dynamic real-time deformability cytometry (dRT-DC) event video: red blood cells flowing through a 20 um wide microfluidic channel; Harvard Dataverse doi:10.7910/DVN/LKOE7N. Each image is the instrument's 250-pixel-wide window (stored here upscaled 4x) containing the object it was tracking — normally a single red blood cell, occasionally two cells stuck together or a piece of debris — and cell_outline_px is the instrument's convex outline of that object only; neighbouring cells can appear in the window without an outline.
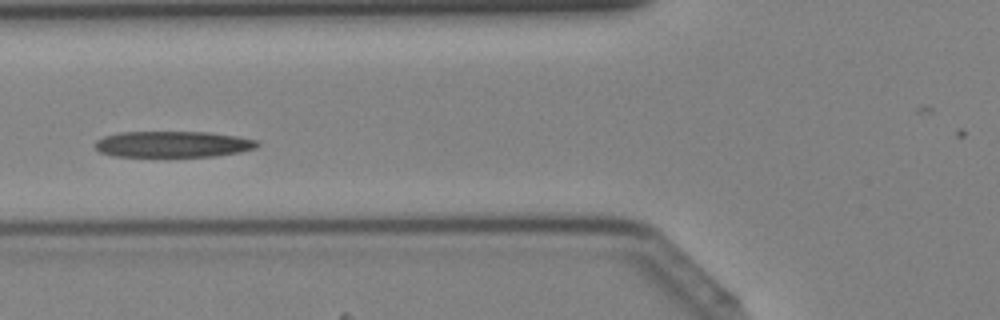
{"species": "Egyptian fruit bat (a non-hibernating species)", "species_latin": "Rousettus aegyptiacus", "temperature_condition": "cold", "stored_images_in_passage": 43, "camera_frame_rate_fps": 3000, "um_per_image_px": 0.085, "animal": {"sex": "female"}, "frame": {"image": 1, "passage_image": 16, "time_ms": 5.0, "image_size_px": [1000, 320], "cell_outline_px": [[260, 144], [256, 148], [240, 152], [216, 156], [112, 156], [100, 152], [96, 148], [96, 140], [104, 136], [120, 132], [208, 132], [236, 136], [260, 140]], "centroid_in_image_um": [14.73, 12.25], "position_along_channel_um": 111.1, "area_um2": 24.74}}
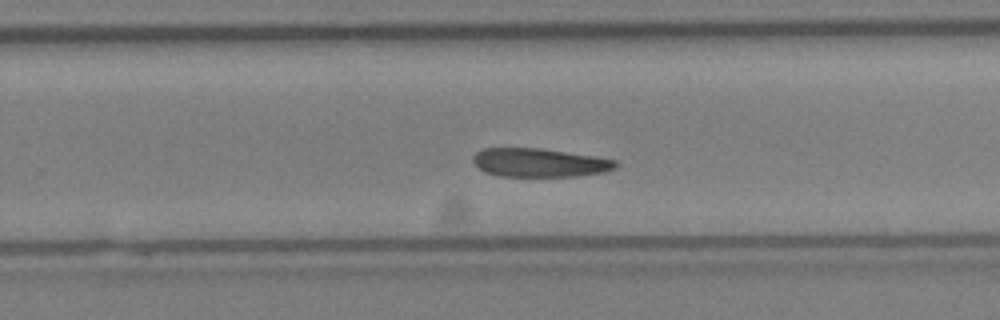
{"frame": {"image": 2, "passage_image": 27, "time_ms": 8.667, "image_size_px": [1000, 320], "cell_outline_px": [[620, 164], [616, 168], [604, 172], [576, 176], [500, 176], [484, 172], [472, 160], [472, 156], [476, 152], [484, 148], [540, 148], [596, 156], [616, 160]], "centroid_in_image_um": [45.88, 13.82], "position_along_channel_um": 283.9, "area_um2": 23.87}}
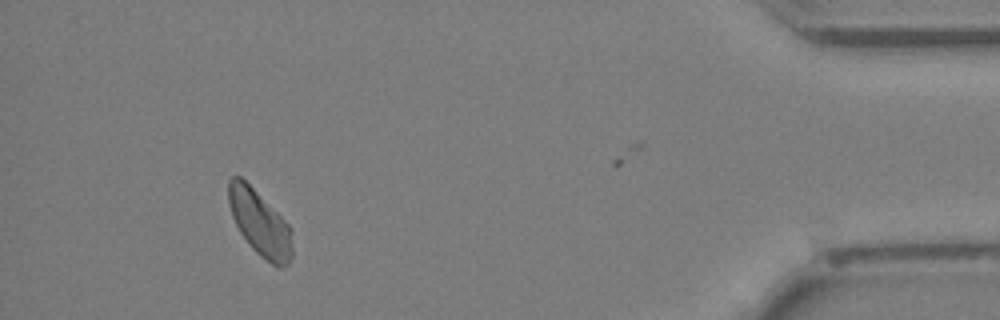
{"frame": {"image": 3, "passage_image": 39, "time_ms": 12.667, "image_size_px": [1000, 320], "cell_outline_px": [[292, 256], [288, 264], [280, 268], [276, 268], [260, 256], [252, 248], [240, 232], [232, 216], [228, 204], [228, 180], [232, 176], [240, 176], [292, 228]], "centroid_in_image_um": [22.09, 19.0], "position_along_channel_um": 413.1, "area_um2": 24.1}}